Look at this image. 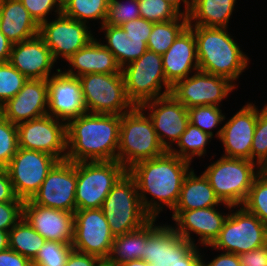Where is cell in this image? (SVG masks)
<instances>
[{
	"mask_svg": "<svg viewBox=\"0 0 267 266\" xmlns=\"http://www.w3.org/2000/svg\"><path fill=\"white\" fill-rule=\"evenodd\" d=\"M190 165L191 162L166 151L158 157L140 161L127 170L135 179L141 204L151 218L157 219L164 207L174 210L184 178L193 168ZM149 194L150 200L147 197Z\"/></svg>",
	"mask_w": 267,
	"mask_h": 266,
	"instance_id": "6da1fadb",
	"label": "cell"
},
{
	"mask_svg": "<svg viewBox=\"0 0 267 266\" xmlns=\"http://www.w3.org/2000/svg\"><path fill=\"white\" fill-rule=\"evenodd\" d=\"M121 115L87 113L67 124V156L71 162L117 160Z\"/></svg>",
	"mask_w": 267,
	"mask_h": 266,
	"instance_id": "7a4b0ae2",
	"label": "cell"
},
{
	"mask_svg": "<svg viewBox=\"0 0 267 266\" xmlns=\"http://www.w3.org/2000/svg\"><path fill=\"white\" fill-rule=\"evenodd\" d=\"M196 39L199 70L229 79L232 83L248 69L249 57L228 28L188 25Z\"/></svg>",
	"mask_w": 267,
	"mask_h": 266,
	"instance_id": "3957f363",
	"label": "cell"
},
{
	"mask_svg": "<svg viewBox=\"0 0 267 266\" xmlns=\"http://www.w3.org/2000/svg\"><path fill=\"white\" fill-rule=\"evenodd\" d=\"M161 145L149 116L139 106L121 115L117 161L127 170L134 164L158 157Z\"/></svg>",
	"mask_w": 267,
	"mask_h": 266,
	"instance_id": "277c9868",
	"label": "cell"
},
{
	"mask_svg": "<svg viewBox=\"0 0 267 266\" xmlns=\"http://www.w3.org/2000/svg\"><path fill=\"white\" fill-rule=\"evenodd\" d=\"M261 171L251 160L221 156L202 173L221 202L237 207L244 204L253 180Z\"/></svg>",
	"mask_w": 267,
	"mask_h": 266,
	"instance_id": "5b68a950",
	"label": "cell"
},
{
	"mask_svg": "<svg viewBox=\"0 0 267 266\" xmlns=\"http://www.w3.org/2000/svg\"><path fill=\"white\" fill-rule=\"evenodd\" d=\"M101 209L114 237L137 230L151 219L141 204L136 181L128 171L111 189Z\"/></svg>",
	"mask_w": 267,
	"mask_h": 266,
	"instance_id": "8992f818",
	"label": "cell"
},
{
	"mask_svg": "<svg viewBox=\"0 0 267 266\" xmlns=\"http://www.w3.org/2000/svg\"><path fill=\"white\" fill-rule=\"evenodd\" d=\"M121 72L127 97L134 106L171 93L172 87L165 78L162 56L153 51L146 50L140 58L124 66Z\"/></svg>",
	"mask_w": 267,
	"mask_h": 266,
	"instance_id": "52a82bcc",
	"label": "cell"
},
{
	"mask_svg": "<svg viewBox=\"0 0 267 266\" xmlns=\"http://www.w3.org/2000/svg\"><path fill=\"white\" fill-rule=\"evenodd\" d=\"M126 172L117 160L76 162V210L101 208L111 189Z\"/></svg>",
	"mask_w": 267,
	"mask_h": 266,
	"instance_id": "ba28073f",
	"label": "cell"
},
{
	"mask_svg": "<svg viewBox=\"0 0 267 266\" xmlns=\"http://www.w3.org/2000/svg\"><path fill=\"white\" fill-rule=\"evenodd\" d=\"M237 208H229L231 213L229 212L218 238L212 245L205 247L240 255L267 244V226L243 206Z\"/></svg>",
	"mask_w": 267,
	"mask_h": 266,
	"instance_id": "9c48e42d",
	"label": "cell"
},
{
	"mask_svg": "<svg viewBox=\"0 0 267 266\" xmlns=\"http://www.w3.org/2000/svg\"><path fill=\"white\" fill-rule=\"evenodd\" d=\"M78 78L88 113L122 115L135 107L127 97L122 72L92 73Z\"/></svg>",
	"mask_w": 267,
	"mask_h": 266,
	"instance_id": "30bf717a",
	"label": "cell"
},
{
	"mask_svg": "<svg viewBox=\"0 0 267 266\" xmlns=\"http://www.w3.org/2000/svg\"><path fill=\"white\" fill-rule=\"evenodd\" d=\"M18 147L44 152L58 161L67 156V124L50 115L17 125Z\"/></svg>",
	"mask_w": 267,
	"mask_h": 266,
	"instance_id": "8fae6325",
	"label": "cell"
},
{
	"mask_svg": "<svg viewBox=\"0 0 267 266\" xmlns=\"http://www.w3.org/2000/svg\"><path fill=\"white\" fill-rule=\"evenodd\" d=\"M114 238L101 208L74 212L73 250L106 261L110 256Z\"/></svg>",
	"mask_w": 267,
	"mask_h": 266,
	"instance_id": "7c38bea8",
	"label": "cell"
},
{
	"mask_svg": "<svg viewBox=\"0 0 267 266\" xmlns=\"http://www.w3.org/2000/svg\"><path fill=\"white\" fill-rule=\"evenodd\" d=\"M57 162L50 154L18 148L6 167L16 196L24 201L31 199Z\"/></svg>",
	"mask_w": 267,
	"mask_h": 266,
	"instance_id": "4fadbf2b",
	"label": "cell"
},
{
	"mask_svg": "<svg viewBox=\"0 0 267 266\" xmlns=\"http://www.w3.org/2000/svg\"><path fill=\"white\" fill-rule=\"evenodd\" d=\"M234 89H237L236 85L229 79L197 70L178 81L171 94L187 109L202 105L221 107L222 100L227 99Z\"/></svg>",
	"mask_w": 267,
	"mask_h": 266,
	"instance_id": "5bb4252c",
	"label": "cell"
},
{
	"mask_svg": "<svg viewBox=\"0 0 267 266\" xmlns=\"http://www.w3.org/2000/svg\"><path fill=\"white\" fill-rule=\"evenodd\" d=\"M89 28L86 23L61 13L52 21L43 22L39 27V35L49 47L56 62L60 61L61 57L67 61L94 38L95 35Z\"/></svg>",
	"mask_w": 267,
	"mask_h": 266,
	"instance_id": "9a60e30c",
	"label": "cell"
},
{
	"mask_svg": "<svg viewBox=\"0 0 267 266\" xmlns=\"http://www.w3.org/2000/svg\"><path fill=\"white\" fill-rule=\"evenodd\" d=\"M76 183V162L58 161L30 200L37 205L74 213Z\"/></svg>",
	"mask_w": 267,
	"mask_h": 266,
	"instance_id": "2e32d148",
	"label": "cell"
},
{
	"mask_svg": "<svg viewBox=\"0 0 267 266\" xmlns=\"http://www.w3.org/2000/svg\"><path fill=\"white\" fill-rule=\"evenodd\" d=\"M152 121L161 145L170 151L189 123L188 109L171 93L139 106Z\"/></svg>",
	"mask_w": 267,
	"mask_h": 266,
	"instance_id": "e0dca14e",
	"label": "cell"
},
{
	"mask_svg": "<svg viewBox=\"0 0 267 266\" xmlns=\"http://www.w3.org/2000/svg\"><path fill=\"white\" fill-rule=\"evenodd\" d=\"M156 218L147 222V240L142 260L152 266H172L186 257L195 247L180 236L168 223L155 224Z\"/></svg>",
	"mask_w": 267,
	"mask_h": 266,
	"instance_id": "ac0fdd59",
	"label": "cell"
},
{
	"mask_svg": "<svg viewBox=\"0 0 267 266\" xmlns=\"http://www.w3.org/2000/svg\"><path fill=\"white\" fill-rule=\"evenodd\" d=\"M56 71L47 79V114L68 124L88 112L79 78L67 75L61 68Z\"/></svg>",
	"mask_w": 267,
	"mask_h": 266,
	"instance_id": "d6986e66",
	"label": "cell"
},
{
	"mask_svg": "<svg viewBox=\"0 0 267 266\" xmlns=\"http://www.w3.org/2000/svg\"><path fill=\"white\" fill-rule=\"evenodd\" d=\"M258 117V107L246 103L216 132L222 142L224 157L251 160V147Z\"/></svg>",
	"mask_w": 267,
	"mask_h": 266,
	"instance_id": "ffe728a7",
	"label": "cell"
},
{
	"mask_svg": "<svg viewBox=\"0 0 267 266\" xmlns=\"http://www.w3.org/2000/svg\"><path fill=\"white\" fill-rule=\"evenodd\" d=\"M217 206L199 208L188 211H172L173 229L184 239L198 246H209L218 238L224 222L229 215L218 211ZM199 236L196 239L191 236Z\"/></svg>",
	"mask_w": 267,
	"mask_h": 266,
	"instance_id": "44dd1931",
	"label": "cell"
},
{
	"mask_svg": "<svg viewBox=\"0 0 267 266\" xmlns=\"http://www.w3.org/2000/svg\"><path fill=\"white\" fill-rule=\"evenodd\" d=\"M23 218L47 241L73 242L74 213L34 204L23 203Z\"/></svg>",
	"mask_w": 267,
	"mask_h": 266,
	"instance_id": "7402d4cb",
	"label": "cell"
},
{
	"mask_svg": "<svg viewBox=\"0 0 267 266\" xmlns=\"http://www.w3.org/2000/svg\"><path fill=\"white\" fill-rule=\"evenodd\" d=\"M47 110L48 84L42 79H28L23 88L0 107V113L16 125L47 115Z\"/></svg>",
	"mask_w": 267,
	"mask_h": 266,
	"instance_id": "603a6c76",
	"label": "cell"
},
{
	"mask_svg": "<svg viewBox=\"0 0 267 266\" xmlns=\"http://www.w3.org/2000/svg\"><path fill=\"white\" fill-rule=\"evenodd\" d=\"M9 63L27 79L47 80L56 63L52 52L38 34L12 45Z\"/></svg>",
	"mask_w": 267,
	"mask_h": 266,
	"instance_id": "cb8c5ba5",
	"label": "cell"
},
{
	"mask_svg": "<svg viewBox=\"0 0 267 266\" xmlns=\"http://www.w3.org/2000/svg\"><path fill=\"white\" fill-rule=\"evenodd\" d=\"M161 56L165 78L171 87L199 70L193 31L187 26Z\"/></svg>",
	"mask_w": 267,
	"mask_h": 266,
	"instance_id": "d4e9b609",
	"label": "cell"
},
{
	"mask_svg": "<svg viewBox=\"0 0 267 266\" xmlns=\"http://www.w3.org/2000/svg\"><path fill=\"white\" fill-rule=\"evenodd\" d=\"M66 62H68L69 68L65 69L64 72L75 77L92 73H121L122 69L113 53L96 37L85 47L79 49Z\"/></svg>",
	"mask_w": 267,
	"mask_h": 266,
	"instance_id": "484cf974",
	"label": "cell"
},
{
	"mask_svg": "<svg viewBox=\"0 0 267 266\" xmlns=\"http://www.w3.org/2000/svg\"><path fill=\"white\" fill-rule=\"evenodd\" d=\"M39 27L20 0H0V31L12 44L35 37Z\"/></svg>",
	"mask_w": 267,
	"mask_h": 266,
	"instance_id": "4316f807",
	"label": "cell"
},
{
	"mask_svg": "<svg viewBox=\"0 0 267 266\" xmlns=\"http://www.w3.org/2000/svg\"><path fill=\"white\" fill-rule=\"evenodd\" d=\"M219 205H225L224 208H227V210L233 207L220 201L203 173L197 176L195 171L191 169L184 178L180 197L173 211H188L212 206L219 207Z\"/></svg>",
	"mask_w": 267,
	"mask_h": 266,
	"instance_id": "83f0119b",
	"label": "cell"
},
{
	"mask_svg": "<svg viewBox=\"0 0 267 266\" xmlns=\"http://www.w3.org/2000/svg\"><path fill=\"white\" fill-rule=\"evenodd\" d=\"M237 0H192L188 25L228 28Z\"/></svg>",
	"mask_w": 267,
	"mask_h": 266,
	"instance_id": "f1b7e54d",
	"label": "cell"
},
{
	"mask_svg": "<svg viewBox=\"0 0 267 266\" xmlns=\"http://www.w3.org/2000/svg\"><path fill=\"white\" fill-rule=\"evenodd\" d=\"M99 30L105 31L104 39L106 41L102 43L113 53L121 68L137 60L148 50L146 42H136L129 39L121 26L102 25Z\"/></svg>",
	"mask_w": 267,
	"mask_h": 266,
	"instance_id": "f546056e",
	"label": "cell"
},
{
	"mask_svg": "<svg viewBox=\"0 0 267 266\" xmlns=\"http://www.w3.org/2000/svg\"><path fill=\"white\" fill-rule=\"evenodd\" d=\"M146 240L147 223L137 230L115 237L110 256L106 261L117 266L124 262L142 259Z\"/></svg>",
	"mask_w": 267,
	"mask_h": 266,
	"instance_id": "4dcf8cb0",
	"label": "cell"
},
{
	"mask_svg": "<svg viewBox=\"0 0 267 266\" xmlns=\"http://www.w3.org/2000/svg\"><path fill=\"white\" fill-rule=\"evenodd\" d=\"M8 241L10 249L25 256L32 262L46 239L37 233L22 217L9 231Z\"/></svg>",
	"mask_w": 267,
	"mask_h": 266,
	"instance_id": "1f68e13d",
	"label": "cell"
},
{
	"mask_svg": "<svg viewBox=\"0 0 267 266\" xmlns=\"http://www.w3.org/2000/svg\"><path fill=\"white\" fill-rule=\"evenodd\" d=\"M188 24V17L183 15L175 20L154 23L147 42L148 50L163 55Z\"/></svg>",
	"mask_w": 267,
	"mask_h": 266,
	"instance_id": "d6a6232c",
	"label": "cell"
},
{
	"mask_svg": "<svg viewBox=\"0 0 267 266\" xmlns=\"http://www.w3.org/2000/svg\"><path fill=\"white\" fill-rule=\"evenodd\" d=\"M212 138L198 127L188 123L185 132L175 145L177 148L173 147L170 152L192 163L194 158L202 157L207 153L206 146Z\"/></svg>",
	"mask_w": 267,
	"mask_h": 266,
	"instance_id": "836d02e7",
	"label": "cell"
},
{
	"mask_svg": "<svg viewBox=\"0 0 267 266\" xmlns=\"http://www.w3.org/2000/svg\"><path fill=\"white\" fill-rule=\"evenodd\" d=\"M109 0H68L62 6V13L74 20L86 23L98 20L105 23Z\"/></svg>",
	"mask_w": 267,
	"mask_h": 266,
	"instance_id": "e575fe53",
	"label": "cell"
},
{
	"mask_svg": "<svg viewBox=\"0 0 267 266\" xmlns=\"http://www.w3.org/2000/svg\"><path fill=\"white\" fill-rule=\"evenodd\" d=\"M242 206L267 226V169L255 177Z\"/></svg>",
	"mask_w": 267,
	"mask_h": 266,
	"instance_id": "d590c367",
	"label": "cell"
},
{
	"mask_svg": "<svg viewBox=\"0 0 267 266\" xmlns=\"http://www.w3.org/2000/svg\"><path fill=\"white\" fill-rule=\"evenodd\" d=\"M220 108L214 105H202L190 108L188 109L189 123L213 137L214 133L212 130L221 126L222 122H225L226 119V116Z\"/></svg>",
	"mask_w": 267,
	"mask_h": 266,
	"instance_id": "8d00e7d4",
	"label": "cell"
},
{
	"mask_svg": "<svg viewBox=\"0 0 267 266\" xmlns=\"http://www.w3.org/2000/svg\"><path fill=\"white\" fill-rule=\"evenodd\" d=\"M251 161L255 162L262 170L267 169V104L262 109H258L251 147Z\"/></svg>",
	"mask_w": 267,
	"mask_h": 266,
	"instance_id": "74e56055",
	"label": "cell"
},
{
	"mask_svg": "<svg viewBox=\"0 0 267 266\" xmlns=\"http://www.w3.org/2000/svg\"><path fill=\"white\" fill-rule=\"evenodd\" d=\"M72 250V244L46 240L32 261V266H65Z\"/></svg>",
	"mask_w": 267,
	"mask_h": 266,
	"instance_id": "f35d334b",
	"label": "cell"
},
{
	"mask_svg": "<svg viewBox=\"0 0 267 266\" xmlns=\"http://www.w3.org/2000/svg\"><path fill=\"white\" fill-rule=\"evenodd\" d=\"M27 80L9 62L0 63V107L13 98Z\"/></svg>",
	"mask_w": 267,
	"mask_h": 266,
	"instance_id": "ab89813d",
	"label": "cell"
},
{
	"mask_svg": "<svg viewBox=\"0 0 267 266\" xmlns=\"http://www.w3.org/2000/svg\"><path fill=\"white\" fill-rule=\"evenodd\" d=\"M17 125L0 113V168H6L18 150Z\"/></svg>",
	"mask_w": 267,
	"mask_h": 266,
	"instance_id": "60d3db41",
	"label": "cell"
},
{
	"mask_svg": "<svg viewBox=\"0 0 267 266\" xmlns=\"http://www.w3.org/2000/svg\"><path fill=\"white\" fill-rule=\"evenodd\" d=\"M138 18H141L138 0H126V3L109 0L107 16L103 25L122 26L128 21Z\"/></svg>",
	"mask_w": 267,
	"mask_h": 266,
	"instance_id": "b9f144b4",
	"label": "cell"
},
{
	"mask_svg": "<svg viewBox=\"0 0 267 266\" xmlns=\"http://www.w3.org/2000/svg\"><path fill=\"white\" fill-rule=\"evenodd\" d=\"M141 18L153 23L177 19L180 14L164 0H138Z\"/></svg>",
	"mask_w": 267,
	"mask_h": 266,
	"instance_id": "7bdbcfd3",
	"label": "cell"
},
{
	"mask_svg": "<svg viewBox=\"0 0 267 266\" xmlns=\"http://www.w3.org/2000/svg\"><path fill=\"white\" fill-rule=\"evenodd\" d=\"M20 2L39 26L49 20L48 16L52 15V12H55L53 16L62 13V6L58 0H20Z\"/></svg>",
	"mask_w": 267,
	"mask_h": 266,
	"instance_id": "ee69618b",
	"label": "cell"
},
{
	"mask_svg": "<svg viewBox=\"0 0 267 266\" xmlns=\"http://www.w3.org/2000/svg\"><path fill=\"white\" fill-rule=\"evenodd\" d=\"M23 203H0V230L10 231L23 217Z\"/></svg>",
	"mask_w": 267,
	"mask_h": 266,
	"instance_id": "f6af8a7d",
	"label": "cell"
},
{
	"mask_svg": "<svg viewBox=\"0 0 267 266\" xmlns=\"http://www.w3.org/2000/svg\"><path fill=\"white\" fill-rule=\"evenodd\" d=\"M153 22L144 18L134 19L124 23L121 27L126 32V36L136 42H148L153 28Z\"/></svg>",
	"mask_w": 267,
	"mask_h": 266,
	"instance_id": "bcb514c9",
	"label": "cell"
},
{
	"mask_svg": "<svg viewBox=\"0 0 267 266\" xmlns=\"http://www.w3.org/2000/svg\"><path fill=\"white\" fill-rule=\"evenodd\" d=\"M4 202H24V200L16 196L7 169L0 168V203Z\"/></svg>",
	"mask_w": 267,
	"mask_h": 266,
	"instance_id": "7dc6e473",
	"label": "cell"
},
{
	"mask_svg": "<svg viewBox=\"0 0 267 266\" xmlns=\"http://www.w3.org/2000/svg\"><path fill=\"white\" fill-rule=\"evenodd\" d=\"M241 266H267V244L239 255Z\"/></svg>",
	"mask_w": 267,
	"mask_h": 266,
	"instance_id": "c3c4849f",
	"label": "cell"
},
{
	"mask_svg": "<svg viewBox=\"0 0 267 266\" xmlns=\"http://www.w3.org/2000/svg\"><path fill=\"white\" fill-rule=\"evenodd\" d=\"M103 260L97 256L72 250L65 266H100Z\"/></svg>",
	"mask_w": 267,
	"mask_h": 266,
	"instance_id": "681fc988",
	"label": "cell"
},
{
	"mask_svg": "<svg viewBox=\"0 0 267 266\" xmlns=\"http://www.w3.org/2000/svg\"><path fill=\"white\" fill-rule=\"evenodd\" d=\"M0 266H32V262L8 248L0 252Z\"/></svg>",
	"mask_w": 267,
	"mask_h": 266,
	"instance_id": "f907efd6",
	"label": "cell"
},
{
	"mask_svg": "<svg viewBox=\"0 0 267 266\" xmlns=\"http://www.w3.org/2000/svg\"><path fill=\"white\" fill-rule=\"evenodd\" d=\"M204 266H241L239 255L234 253L222 252L213 258L210 262L206 263L203 260Z\"/></svg>",
	"mask_w": 267,
	"mask_h": 266,
	"instance_id": "816d5d0a",
	"label": "cell"
},
{
	"mask_svg": "<svg viewBox=\"0 0 267 266\" xmlns=\"http://www.w3.org/2000/svg\"><path fill=\"white\" fill-rule=\"evenodd\" d=\"M200 250L201 249L196 246L186 257L175 262L172 266H200L204 259V254L201 255Z\"/></svg>",
	"mask_w": 267,
	"mask_h": 266,
	"instance_id": "f5cc1de1",
	"label": "cell"
},
{
	"mask_svg": "<svg viewBox=\"0 0 267 266\" xmlns=\"http://www.w3.org/2000/svg\"><path fill=\"white\" fill-rule=\"evenodd\" d=\"M12 45L8 38L0 31V63L9 62Z\"/></svg>",
	"mask_w": 267,
	"mask_h": 266,
	"instance_id": "db71d44e",
	"label": "cell"
},
{
	"mask_svg": "<svg viewBox=\"0 0 267 266\" xmlns=\"http://www.w3.org/2000/svg\"><path fill=\"white\" fill-rule=\"evenodd\" d=\"M167 1L180 15L189 17L192 7V0H164ZM184 4V10H181V3Z\"/></svg>",
	"mask_w": 267,
	"mask_h": 266,
	"instance_id": "11a10c76",
	"label": "cell"
},
{
	"mask_svg": "<svg viewBox=\"0 0 267 266\" xmlns=\"http://www.w3.org/2000/svg\"><path fill=\"white\" fill-rule=\"evenodd\" d=\"M9 231L0 230V252L9 248Z\"/></svg>",
	"mask_w": 267,
	"mask_h": 266,
	"instance_id": "9f6ffc18",
	"label": "cell"
},
{
	"mask_svg": "<svg viewBox=\"0 0 267 266\" xmlns=\"http://www.w3.org/2000/svg\"><path fill=\"white\" fill-rule=\"evenodd\" d=\"M117 266H152V265L142 259H136V260L121 263Z\"/></svg>",
	"mask_w": 267,
	"mask_h": 266,
	"instance_id": "6f0895ef",
	"label": "cell"
},
{
	"mask_svg": "<svg viewBox=\"0 0 267 266\" xmlns=\"http://www.w3.org/2000/svg\"><path fill=\"white\" fill-rule=\"evenodd\" d=\"M100 266H116V265H112L109 264L107 261H103Z\"/></svg>",
	"mask_w": 267,
	"mask_h": 266,
	"instance_id": "680465c9",
	"label": "cell"
},
{
	"mask_svg": "<svg viewBox=\"0 0 267 266\" xmlns=\"http://www.w3.org/2000/svg\"><path fill=\"white\" fill-rule=\"evenodd\" d=\"M68 0H58V2L63 6Z\"/></svg>",
	"mask_w": 267,
	"mask_h": 266,
	"instance_id": "91938a15",
	"label": "cell"
}]
</instances>
